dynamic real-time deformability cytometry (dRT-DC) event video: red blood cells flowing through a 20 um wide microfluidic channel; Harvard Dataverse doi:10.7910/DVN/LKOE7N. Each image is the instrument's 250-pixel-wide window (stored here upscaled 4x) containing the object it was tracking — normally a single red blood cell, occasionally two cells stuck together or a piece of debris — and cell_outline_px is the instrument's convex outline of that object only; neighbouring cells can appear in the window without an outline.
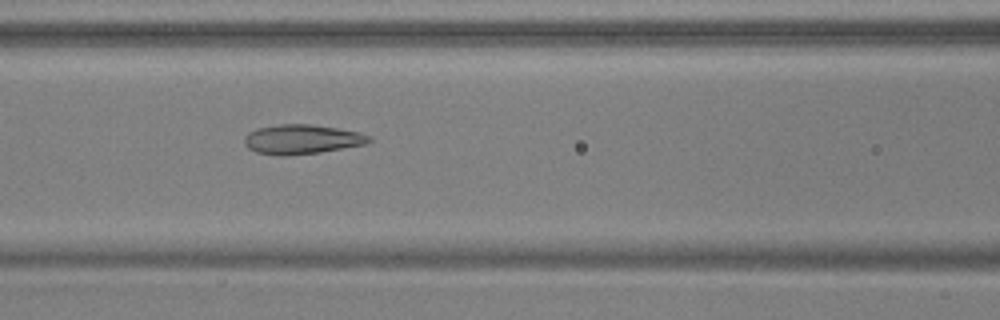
{"species": "common noctule bat (a hibernating species)", "species_latin": "Nyctalus noctula", "temperature_condition": "warm", "stored_images_in_passage": 22, "camera_frame_rate_fps": 3000, "um_per_image_px": 0.085, "animal": {"sex": "male", "body_mass_g": 17.9, "forearm_length_mm": 54.2}, "frame": {"image": 1, "passage_image": 6, "time_ms": 1.667, "image_size_px": [1000, 320], "cell_outline_px": [[372, 140], [364, 144], [320, 152], [284, 156], [280, 156], [256, 152], [248, 148], [244, 144], [244, 136], [248, 132], [256, 128], [280, 124], [308, 124], [336, 128], [360, 132], [372, 136]], "centroid_in_image_um": [25.62, 11.84], "position_along_channel_um": 141.0, "area_um2": 21.44}}
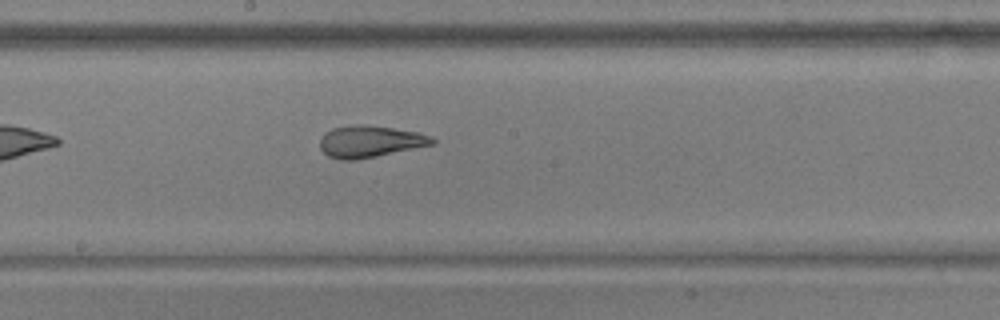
{"frame": {"image": 2, "passage_image": 12, "time_ms": 3.667, "image_size_px": [1000, 320], "cell_outline_px": [[436, 144], [356, 160], [340, 160], [328, 156], [320, 148], [320, 140], [324, 132], [332, 128], [352, 124], [356, 124], [392, 128], [416, 132], [432, 136], [436, 140]], "centroid_in_image_um": [31.44, 12.03], "position_along_channel_um": 216.8, "area_um2": 20.81}}
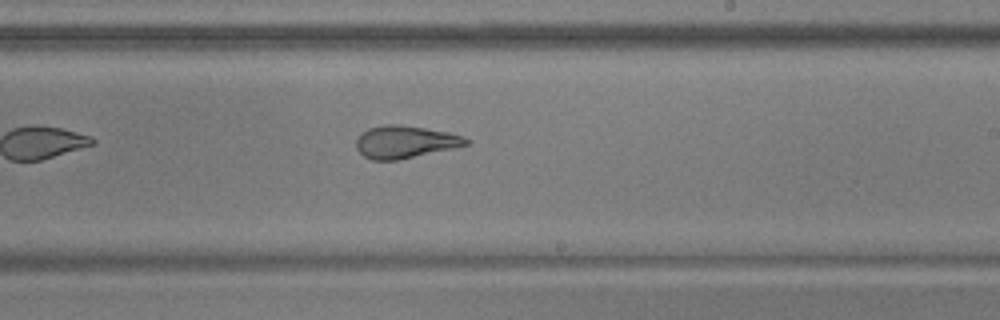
{"frame": {"image": 3, "passage_image": 15, "time_ms": 4.667, "image_size_px": [1000, 320], "cell_outline_px": [[472, 144], [400, 160], [372, 160], [364, 156], [356, 148], [356, 140], [368, 128], [384, 124], [396, 124], [424, 128], [448, 132], [464, 136], [472, 140]], "centroid_in_image_um": [34.49, 12.07], "position_along_channel_um": 254.5, "area_um2": 20.92}}